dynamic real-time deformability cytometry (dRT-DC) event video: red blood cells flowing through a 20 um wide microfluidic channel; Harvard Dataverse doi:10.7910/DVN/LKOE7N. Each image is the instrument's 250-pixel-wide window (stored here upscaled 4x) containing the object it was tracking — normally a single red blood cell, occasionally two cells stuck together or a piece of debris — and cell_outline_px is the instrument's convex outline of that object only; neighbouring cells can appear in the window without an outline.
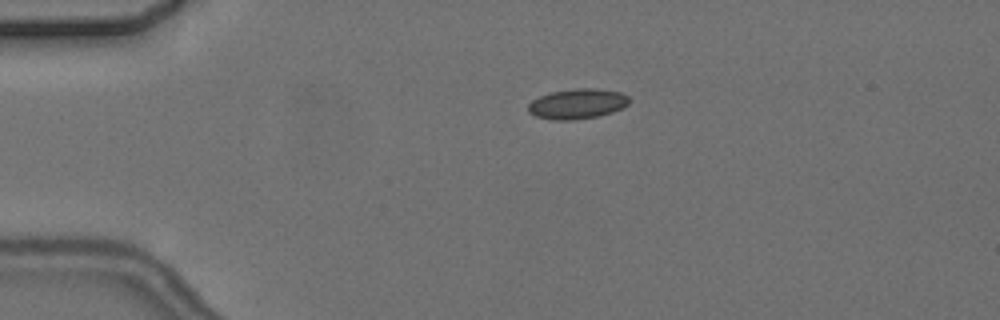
{"species": "common noctule bat (a hibernating species)", "species_latin": "Nyctalus noctula", "temperature_condition": "cold", "stored_images_in_passage": 4, "camera_frame_rate_fps": 3000, "um_per_image_px": 0.085, "animal": {"sex": "female", "body_mass_g": 24.6, "forearm_length_mm": 56.2}, "frame": {"image": 1, "passage_image": 3, "time_ms": 3.333, "image_size_px": [1000, 320], "cell_outline_px": [[628, 104], [612, 112], [596, 116], [576, 120], [552, 120], [536, 116], [528, 112], [528, 104], [532, 100], [540, 96], [552, 92], [576, 88], [596, 88], [620, 92], [628, 96]], "centroid_in_image_um": [49.05, 8.82], "position_along_channel_um": 36.0, "area_um2": 17.63}}